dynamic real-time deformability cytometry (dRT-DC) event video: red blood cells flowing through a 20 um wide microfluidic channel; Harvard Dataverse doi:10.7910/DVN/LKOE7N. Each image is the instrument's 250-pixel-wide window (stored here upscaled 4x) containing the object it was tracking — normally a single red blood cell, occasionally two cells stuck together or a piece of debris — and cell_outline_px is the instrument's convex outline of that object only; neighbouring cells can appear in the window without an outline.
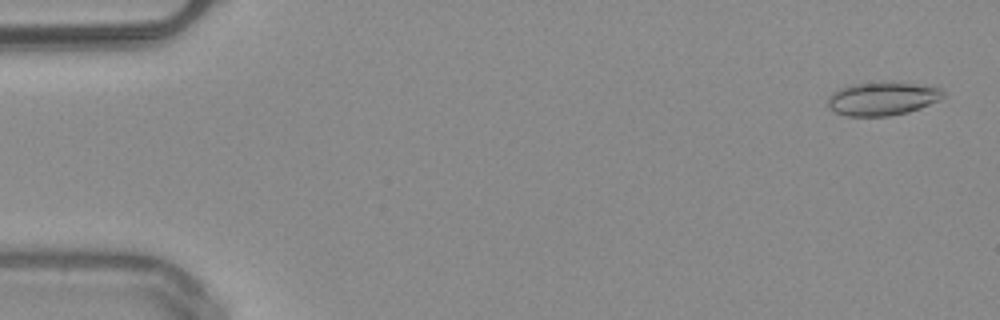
{"species": "common noctule bat (a hibernating species)", "species_latin": "Nyctalus noctula", "temperature_condition": "warm", "stored_images_in_passage": 50, "camera_frame_rate_fps": 3000, "um_per_image_px": 0.085, "animal": {"sex": "male", "body_mass_g": 20.4}, "frame": {"image": 1, "passage_image": 2, "time_ms": 0.333, "image_size_px": [1000, 320], "cell_outline_px": [[944, 96], [940, 100], [920, 108], [908, 112], [888, 116], [844, 116], [828, 108], [828, 96], [832, 92], [848, 84], [880, 80], [912, 84], [940, 88], [944, 92]], "centroid_in_image_um": [74.95, 8.37], "position_along_channel_um": 10.1, "area_um2": 22.89}}
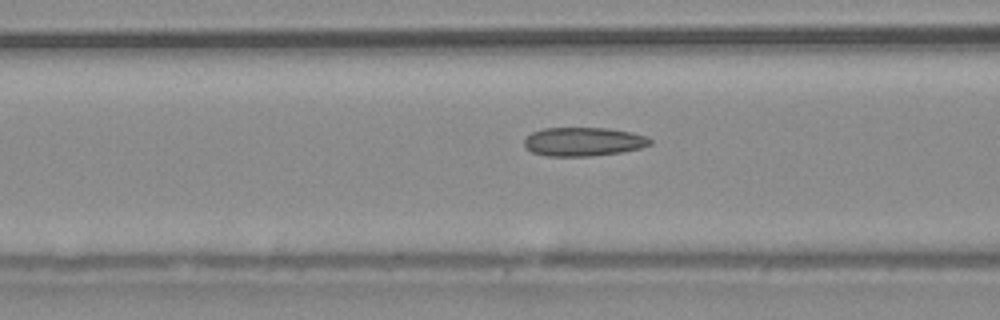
{"frame": {"image": 2, "passage_image": 20, "time_ms": 6.333, "image_size_px": [1000, 320], "cell_outline_px": [[652, 144], [640, 148], [620, 152], [588, 156], [548, 156], [532, 152], [524, 144], [524, 140], [532, 132], [544, 128], [608, 128], [632, 132], [648, 136], [652, 140]], "centroid_in_image_um": [49.62, 12.03], "position_along_channel_um": 117.0, "area_um2": 21.04}}
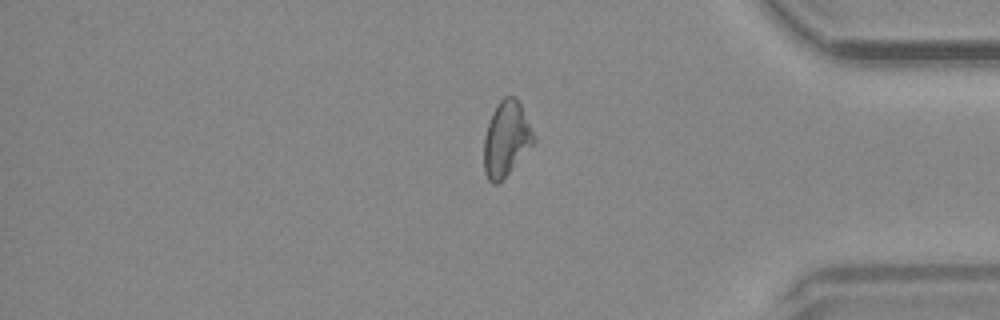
{"frame": {"image": 3, "passage_image": 42, "time_ms": 13.667, "image_size_px": [1000, 320], "cell_outline_px": [[536, 140], [508, 172], [496, 184], [492, 184], [488, 180], [484, 172], [484, 136], [492, 112], [496, 104], [504, 96], [512, 96], [520, 104]], "centroid_in_image_um": [42.99, 11.79], "position_along_channel_um": 392.2, "area_um2": 21.15}, "authors_computed_cell_mechanics": {"area_um2": 21.4149, "velocity_mm_per_s": 4.0646, "shape_relaxation_time_tau1_ms": null, "shape_relaxation_time_tau2_ms": 7.1713, "deformation_change_tau1": null, "deformation_change_tau2": 0.1436}}